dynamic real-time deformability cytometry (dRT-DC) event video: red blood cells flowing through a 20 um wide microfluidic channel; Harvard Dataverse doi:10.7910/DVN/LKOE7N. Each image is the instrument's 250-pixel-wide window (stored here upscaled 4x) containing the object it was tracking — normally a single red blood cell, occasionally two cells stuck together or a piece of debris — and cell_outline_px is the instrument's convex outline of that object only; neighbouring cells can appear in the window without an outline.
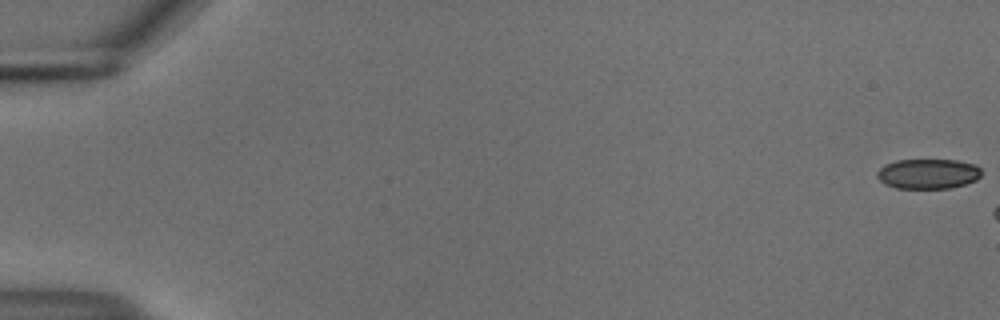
{"species": "common noctule bat (a hibernating species)", "species_latin": "Nyctalus noctula", "temperature_condition": "cold", "stored_images_in_passage": 7, "camera_frame_rate_fps": 3000, "um_per_image_px": 0.085, "animal": {"sex": "male", "body_mass_g": 18.8}, "frame": {"image": 1, "passage_image": 1, "time_ms": 0.0, "image_size_px": [1000, 320], "cell_outline_px": [[980, 176], [976, 180], [964, 184], [948, 188], [896, 188], [884, 184], [876, 176], [876, 172], [884, 164], [896, 160], [956, 160], [976, 164], [980, 168]], "centroid_in_image_um": [78.85, 14.76], "position_along_channel_um": 6.1, "area_um2": 18.26}}